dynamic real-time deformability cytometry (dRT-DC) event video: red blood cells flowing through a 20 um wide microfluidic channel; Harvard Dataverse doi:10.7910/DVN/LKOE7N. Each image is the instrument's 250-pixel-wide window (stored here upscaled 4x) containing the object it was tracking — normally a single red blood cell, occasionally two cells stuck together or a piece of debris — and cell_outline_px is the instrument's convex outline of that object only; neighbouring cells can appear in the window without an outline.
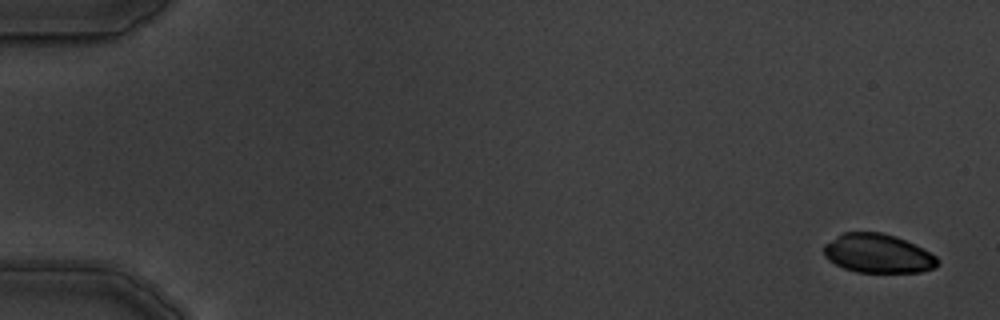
{"species": "common noctule bat (a hibernating species)", "species_latin": "Nyctalus noctula", "temperature_condition": "warm", "stored_images_in_passage": 6, "camera_frame_rate_fps": 3000, "um_per_image_px": 0.085, "animal": {"sex": "male", "body_mass_g": 19.5, "forearm_length_mm": 54.6}, "frame": {"image": 1, "passage_image": 1, "time_ms": 0.0, "image_size_px": [1000, 320], "cell_outline_px": [[940, 260], [936, 268], [920, 272], [856, 272], [844, 268], [828, 260], [824, 256], [824, 244], [840, 232], [880, 232], [896, 236], [936, 256]], "centroid_in_image_um": [74.59, 21.54], "position_along_channel_um": 10.4, "area_um2": 25.84}}
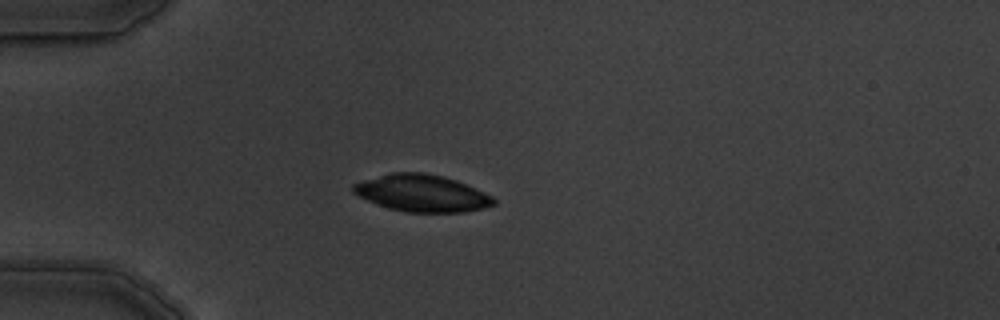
{"frame": {"image": 2, "passage_image": 5, "time_ms": 4.667, "image_size_px": [1000, 320], "cell_outline_px": [[496, 204], [484, 208], [464, 212], [408, 212], [388, 208], [368, 200], [352, 192], [352, 184], [364, 180], [392, 172], [424, 172], [444, 176], [456, 180], [484, 192], [492, 196], [496, 200]], "centroid_in_image_um": [35.88, 16.42], "position_along_channel_um": 49.1, "area_um2": 30.17}}